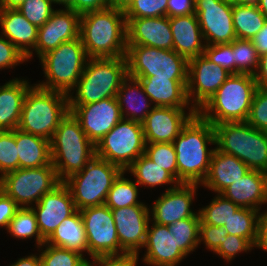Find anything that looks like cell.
I'll use <instances>...</instances> for the list:
<instances>
[{
    "mask_svg": "<svg viewBox=\"0 0 267 266\" xmlns=\"http://www.w3.org/2000/svg\"><path fill=\"white\" fill-rule=\"evenodd\" d=\"M172 143L176 151L177 181L201 186L215 150L207 147L215 145L214 126L196 113Z\"/></svg>",
    "mask_w": 267,
    "mask_h": 266,
    "instance_id": "obj_1",
    "label": "cell"
},
{
    "mask_svg": "<svg viewBox=\"0 0 267 266\" xmlns=\"http://www.w3.org/2000/svg\"><path fill=\"white\" fill-rule=\"evenodd\" d=\"M80 38L88 58H116L127 53L124 11L107 7L80 18Z\"/></svg>",
    "mask_w": 267,
    "mask_h": 266,
    "instance_id": "obj_2",
    "label": "cell"
},
{
    "mask_svg": "<svg viewBox=\"0 0 267 266\" xmlns=\"http://www.w3.org/2000/svg\"><path fill=\"white\" fill-rule=\"evenodd\" d=\"M257 89L254 76L231 74L197 113L213 126L247 121Z\"/></svg>",
    "mask_w": 267,
    "mask_h": 266,
    "instance_id": "obj_3",
    "label": "cell"
},
{
    "mask_svg": "<svg viewBox=\"0 0 267 266\" xmlns=\"http://www.w3.org/2000/svg\"><path fill=\"white\" fill-rule=\"evenodd\" d=\"M128 75L126 56L88 58L84 71L72 91L68 105H86L116 97L123 79ZM75 89V90H74Z\"/></svg>",
    "mask_w": 267,
    "mask_h": 266,
    "instance_id": "obj_4",
    "label": "cell"
},
{
    "mask_svg": "<svg viewBox=\"0 0 267 266\" xmlns=\"http://www.w3.org/2000/svg\"><path fill=\"white\" fill-rule=\"evenodd\" d=\"M51 162L63 182L81 171L95 156V145L69 112L59 123L50 140Z\"/></svg>",
    "mask_w": 267,
    "mask_h": 266,
    "instance_id": "obj_5",
    "label": "cell"
},
{
    "mask_svg": "<svg viewBox=\"0 0 267 266\" xmlns=\"http://www.w3.org/2000/svg\"><path fill=\"white\" fill-rule=\"evenodd\" d=\"M68 113L67 94L34 84L25 96L17 128L50 141Z\"/></svg>",
    "mask_w": 267,
    "mask_h": 266,
    "instance_id": "obj_6",
    "label": "cell"
},
{
    "mask_svg": "<svg viewBox=\"0 0 267 266\" xmlns=\"http://www.w3.org/2000/svg\"><path fill=\"white\" fill-rule=\"evenodd\" d=\"M216 149L237 157L250 170L267 173V132L246 121L214 125Z\"/></svg>",
    "mask_w": 267,
    "mask_h": 266,
    "instance_id": "obj_7",
    "label": "cell"
},
{
    "mask_svg": "<svg viewBox=\"0 0 267 266\" xmlns=\"http://www.w3.org/2000/svg\"><path fill=\"white\" fill-rule=\"evenodd\" d=\"M46 81L36 83L40 88L71 93L81 77L88 56L81 38L63 42L39 58Z\"/></svg>",
    "mask_w": 267,
    "mask_h": 266,
    "instance_id": "obj_8",
    "label": "cell"
},
{
    "mask_svg": "<svg viewBox=\"0 0 267 266\" xmlns=\"http://www.w3.org/2000/svg\"><path fill=\"white\" fill-rule=\"evenodd\" d=\"M122 170L96 155L84 169L63 181L72 195L76 210L105 203L114 180Z\"/></svg>",
    "mask_w": 267,
    "mask_h": 266,
    "instance_id": "obj_9",
    "label": "cell"
},
{
    "mask_svg": "<svg viewBox=\"0 0 267 266\" xmlns=\"http://www.w3.org/2000/svg\"><path fill=\"white\" fill-rule=\"evenodd\" d=\"M126 59L131 77L188 80V60L174 50L127 45Z\"/></svg>",
    "mask_w": 267,
    "mask_h": 266,
    "instance_id": "obj_10",
    "label": "cell"
},
{
    "mask_svg": "<svg viewBox=\"0 0 267 266\" xmlns=\"http://www.w3.org/2000/svg\"><path fill=\"white\" fill-rule=\"evenodd\" d=\"M142 123L122 118L96 145L95 155L125 171L145 152Z\"/></svg>",
    "mask_w": 267,
    "mask_h": 266,
    "instance_id": "obj_11",
    "label": "cell"
},
{
    "mask_svg": "<svg viewBox=\"0 0 267 266\" xmlns=\"http://www.w3.org/2000/svg\"><path fill=\"white\" fill-rule=\"evenodd\" d=\"M62 181L52 162L37 168H19L0 177V189L20 207H32Z\"/></svg>",
    "mask_w": 267,
    "mask_h": 266,
    "instance_id": "obj_12",
    "label": "cell"
},
{
    "mask_svg": "<svg viewBox=\"0 0 267 266\" xmlns=\"http://www.w3.org/2000/svg\"><path fill=\"white\" fill-rule=\"evenodd\" d=\"M79 211L85 226L90 257L125 254L120 248L113 215L107 205L86 207Z\"/></svg>",
    "mask_w": 267,
    "mask_h": 266,
    "instance_id": "obj_13",
    "label": "cell"
},
{
    "mask_svg": "<svg viewBox=\"0 0 267 266\" xmlns=\"http://www.w3.org/2000/svg\"><path fill=\"white\" fill-rule=\"evenodd\" d=\"M195 14L206 45L231 43L236 39L229 0H195Z\"/></svg>",
    "mask_w": 267,
    "mask_h": 266,
    "instance_id": "obj_14",
    "label": "cell"
},
{
    "mask_svg": "<svg viewBox=\"0 0 267 266\" xmlns=\"http://www.w3.org/2000/svg\"><path fill=\"white\" fill-rule=\"evenodd\" d=\"M230 75L203 54L188 60L187 97L191 107L197 112Z\"/></svg>",
    "mask_w": 267,
    "mask_h": 266,
    "instance_id": "obj_15",
    "label": "cell"
},
{
    "mask_svg": "<svg viewBox=\"0 0 267 266\" xmlns=\"http://www.w3.org/2000/svg\"><path fill=\"white\" fill-rule=\"evenodd\" d=\"M68 108L94 145L123 118L116 97L86 105H68Z\"/></svg>",
    "mask_w": 267,
    "mask_h": 266,
    "instance_id": "obj_16",
    "label": "cell"
},
{
    "mask_svg": "<svg viewBox=\"0 0 267 266\" xmlns=\"http://www.w3.org/2000/svg\"><path fill=\"white\" fill-rule=\"evenodd\" d=\"M115 222L120 248L125 254L139 257L150 223L148 205H132L124 208L111 209Z\"/></svg>",
    "mask_w": 267,
    "mask_h": 266,
    "instance_id": "obj_17",
    "label": "cell"
},
{
    "mask_svg": "<svg viewBox=\"0 0 267 266\" xmlns=\"http://www.w3.org/2000/svg\"><path fill=\"white\" fill-rule=\"evenodd\" d=\"M198 187L199 184L171 185L149 209L151 210V219H153L150 222L170 225L176 221L195 216L198 212H193L190 207Z\"/></svg>",
    "mask_w": 267,
    "mask_h": 266,
    "instance_id": "obj_18",
    "label": "cell"
},
{
    "mask_svg": "<svg viewBox=\"0 0 267 266\" xmlns=\"http://www.w3.org/2000/svg\"><path fill=\"white\" fill-rule=\"evenodd\" d=\"M31 208L35 212L39 232L45 241L65 218L76 211L70 190L63 182L51 192L46 193Z\"/></svg>",
    "mask_w": 267,
    "mask_h": 266,
    "instance_id": "obj_19",
    "label": "cell"
},
{
    "mask_svg": "<svg viewBox=\"0 0 267 266\" xmlns=\"http://www.w3.org/2000/svg\"><path fill=\"white\" fill-rule=\"evenodd\" d=\"M187 108L154 106L142 122L146 143H172L182 128L197 113Z\"/></svg>",
    "mask_w": 267,
    "mask_h": 266,
    "instance_id": "obj_20",
    "label": "cell"
},
{
    "mask_svg": "<svg viewBox=\"0 0 267 266\" xmlns=\"http://www.w3.org/2000/svg\"><path fill=\"white\" fill-rule=\"evenodd\" d=\"M80 18L72 9H56L48 21L38 27L36 55L41 58L63 42L80 37Z\"/></svg>",
    "mask_w": 267,
    "mask_h": 266,
    "instance_id": "obj_21",
    "label": "cell"
},
{
    "mask_svg": "<svg viewBox=\"0 0 267 266\" xmlns=\"http://www.w3.org/2000/svg\"><path fill=\"white\" fill-rule=\"evenodd\" d=\"M146 248L143 256L144 264L150 266H177L186 255L177 247L174 233H171L168 225L156 224L147 228Z\"/></svg>",
    "mask_w": 267,
    "mask_h": 266,
    "instance_id": "obj_22",
    "label": "cell"
},
{
    "mask_svg": "<svg viewBox=\"0 0 267 266\" xmlns=\"http://www.w3.org/2000/svg\"><path fill=\"white\" fill-rule=\"evenodd\" d=\"M127 45H145L173 50L169 17L126 18Z\"/></svg>",
    "mask_w": 267,
    "mask_h": 266,
    "instance_id": "obj_23",
    "label": "cell"
},
{
    "mask_svg": "<svg viewBox=\"0 0 267 266\" xmlns=\"http://www.w3.org/2000/svg\"><path fill=\"white\" fill-rule=\"evenodd\" d=\"M239 207L260 210L267 203V173L250 170L222 193Z\"/></svg>",
    "mask_w": 267,
    "mask_h": 266,
    "instance_id": "obj_24",
    "label": "cell"
},
{
    "mask_svg": "<svg viewBox=\"0 0 267 266\" xmlns=\"http://www.w3.org/2000/svg\"><path fill=\"white\" fill-rule=\"evenodd\" d=\"M1 34L27 59L33 57L38 27L30 23L17 9H0ZM33 49V50H32Z\"/></svg>",
    "mask_w": 267,
    "mask_h": 266,
    "instance_id": "obj_25",
    "label": "cell"
},
{
    "mask_svg": "<svg viewBox=\"0 0 267 266\" xmlns=\"http://www.w3.org/2000/svg\"><path fill=\"white\" fill-rule=\"evenodd\" d=\"M169 23L175 52L187 60L203 54L206 44L196 14L174 16Z\"/></svg>",
    "mask_w": 267,
    "mask_h": 266,
    "instance_id": "obj_26",
    "label": "cell"
},
{
    "mask_svg": "<svg viewBox=\"0 0 267 266\" xmlns=\"http://www.w3.org/2000/svg\"><path fill=\"white\" fill-rule=\"evenodd\" d=\"M249 171V167L237 157L225 154L215 148L211 156L208 174L201 185L221 194Z\"/></svg>",
    "mask_w": 267,
    "mask_h": 266,
    "instance_id": "obj_27",
    "label": "cell"
},
{
    "mask_svg": "<svg viewBox=\"0 0 267 266\" xmlns=\"http://www.w3.org/2000/svg\"><path fill=\"white\" fill-rule=\"evenodd\" d=\"M142 84L153 106L188 108L194 110L187 97L188 80H169L168 78H137ZM190 106V108H189Z\"/></svg>",
    "mask_w": 267,
    "mask_h": 266,
    "instance_id": "obj_28",
    "label": "cell"
},
{
    "mask_svg": "<svg viewBox=\"0 0 267 266\" xmlns=\"http://www.w3.org/2000/svg\"><path fill=\"white\" fill-rule=\"evenodd\" d=\"M141 97V98H140ZM122 117L142 123L154 106L139 79L127 75L116 95Z\"/></svg>",
    "mask_w": 267,
    "mask_h": 266,
    "instance_id": "obj_29",
    "label": "cell"
},
{
    "mask_svg": "<svg viewBox=\"0 0 267 266\" xmlns=\"http://www.w3.org/2000/svg\"><path fill=\"white\" fill-rule=\"evenodd\" d=\"M32 87L27 79H12L0 86V131L18 127L23 102Z\"/></svg>",
    "mask_w": 267,
    "mask_h": 266,
    "instance_id": "obj_30",
    "label": "cell"
},
{
    "mask_svg": "<svg viewBox=\"0 0 267 266\" xmlns=\"http://www.w3.org/2000/svg\"><path fill=\"white\" fill-rule=\"evenodd\" d=\"M15 142L19 156V168H37L51 163L49 140L16 128Z\"/></svg>",
    "mask_w": 267,
    "mask_h": 266,
    "instance_id": "obj_31",
    "label": "cell"
},
{
    "mask_svg": "<svg viewBox=\"0 0 267 266\" xmlns=\"http://www.w3.org/2000/svg\"><path fill=\"white\" fill-rule=\"evenodd\" d=\"M45 243L74 250L82 255H84L83 252L88 254L85 226L80 211L76 210L71 216L65 218Z\"/></svg>",
    "mask_w": 267,
    "mask_h": 266,
    "instance_id": "obj_32",
    "label": "cell"
},
{
    "mask_svg": "<svg viewBox=\"0 0 267 266\" xmlns=\"http://www.w3.org/2000/svg\"><path fill=\"white\" fill-rule=\"evenodd\" d=\"M128 171L136 178L134 181L137 185L154 188L166 184H180L168 171L156 165L145 154L138 157L126 170Z\"/></svg>",
    "mask_w": 267,
    "mask_h": 266,
    "instance_id": "obj_33",
    "label": "cell"
},
{
    "mask_svg": "<svg viewBox=\"0 0 267 266\" xmlns=\"http://www.w3.org/2000/svg\"><path fill=\"white\" fill-rule=\"evenodd\" d=\"M232 18L236 38L251 40L267 21L257 5L232 4Z\"/></svg>",
    "mask_w": 267,
    "mask_h": 266,
    "instance_id": "obj_34",
    "label": "cell"
},
{
    "mask_svg": "<svg viewBox=\"0 0 267 266\" xmlns=\"http://www.w3.org/2000/svg\"><path fill=\"white\" fill-rule=\"evenodd\" d=\"M260 215L259 210L240 207L223 227L229 235L246 238L255 247Z\"/></svg>",
    "mask_w": 267,
    "mask_h": 266,
    "instance_id": "obj_35",
    "label": "cell"
},
{
    "mask_svg": "<svg viewBox=\"0 0 267 266\" xmlns=\"http://www.w3.org/2000/svg\"><path fill=\"white\" fill-rule=\"evenodd\" d=\"M125 171H122L114 180L109 190L105 205L110 209L124 208L132 205H146L138 200V187L136 182L124 177Z\"/></svg>",
    "mask_w": 267,
    "mask_h": 266,
    "instance_id": "obj_36",
    "label": "cell"
},
{
    "mask_svg": "<svg viewBox=\"0 0 267 266\" xmlns=\"http://www.w3.org/2000/svg\"><path fill=\"white\" fill-rule=\"evenodd\" d=\"M7 232L15 239H30L36 237L37 248L41 247L45 240L42 238L35 212L31 207H20L14 218L10 221Z\"/></svg>",
    "mask_w": 267,
    "mask_h": 266,
    "instance_id": "obj_37",
    "label": "cell"
},
{
    "mask_svg": "<svg viewBox=\"0 0 267 266\" xmlns=\"http://www.w3.org/2000/svg\"><path fill=\"white\" fill-rule=\"evenodd\" d=\"M200 222L201 220L198 212L191 218H185L168 225L170 232L174 233L177 247L186 256L200 245Z\"/></svg>",
    "mask_w": 267,
    "mask_h": 266,
    "instance_id": "obj_38",
    "label": "cell"
},
{
    "mask_svg": "<svg viewBox=\"0 0 267 266\" xmlns=\"http://www.w3.org/2000/svg\"><path fill=\"white\" fill-rule=\"evenodd\" d=\"M234 57V74H249L254 76L259 66L260 55L251 40L238 39L232 41Z\"/></svg>",
    "mask_w": 267,
    "mask_h": 266,
    "instance_id": "obj_39",
    "label": "cell"
},
{
    "mask_svg": "<svg viewBox=\"0 0 267 266\" xmlns=\"http://www.w3.org/2000/svg\"><path fill=\"white\" fill-rule=\"evenodd\" d=\"M240 207L222 194H216L209 205L198 210L204 224L224 226Z\"/></svg>",
    "mask_w": 267,
    "mask_h": 266,
    "instance_id": "obj_40",
    "label": "cell"
},
{
    "mask_svg": "<svg viewBox=\"0 0 267 266\" xmlns=\"http://www.w3.org/2000/svg\"><path fill=\"white\" fill-rule=\"evenodd\" d=\"M45 246V250H43ZM41 248V250H40ZM40 250L42 266H84L86 258L79 252L44 243Z\"/></svg>",
    "mask_w": 267,
    "mask_h": 266,
    "instance_id": "obj_41",
    "label": "cell"
},
{
    "mask_svg": "<svg viewBox=\"0 0 267 266\" xmlns=\"http://www.w3.org/2000/svg\"><path fill=\"white\" fill-rule=\"evenodd\" d=\"M144 154L177 180L176 151L173 143H146Z\"/></svg>",
    "mask_w": 267,
    "mask_h": 266,
    "instance_id": "obj_42",
    "label": "cell"
},
{
    "mask_svg": "<svg viewBox=\"0 0 267 266\" xmlns=\"http://www.w3.org/2000/svg\"><path fill=\"white\" fill-rule=\"evenodd\" d=\"M19 169L15 129L0 131V177Z\"/></svg>",
    "mask_w": 267,
    "mask_h": 266,
    "instance_id": "obj_43",
    "label": "cell"
},
{
    "mask_svg": "<svg viewBox=\"0 0 267 266\" xmlns=\"http://www.w3.org/2000/svg\"><path fill=\"white\" fill-rule=\"evenodd\" d=\"M53 0H25L17 10L32 24L44 25L54 13Z\"/></svg>",
    "mask_w": 267,
    "mask_h": 266,
    "instance_id": "obj_44",
    "label": "cell"
},
{
    "mask_svg": "<svg viewBox=\"0 0 267 266\" xmlns=\"http://www.w3.org/2000/svg\"><path fill=\"white\" fill-rule=\"evenodd\" d=\"M168 0H133L124 11L125 18H153L167 16Z\"/></svg>",
    "mask_w": 267,
    "mask_h": 266,
    "instance_id": "obj_45",
    "label": "cell"
},
{
    "mask_svg": "<svg viewBox=\"0 0 267 266\" xmlns=\"http://www.w3.org/2000/svg\"><path fill=\"white\" fill-rule=\"evenodd\" d=\"M246 122L253 128L267 132V90H256Z\"/></svg>",
    "mask_w": 267,
    "mask_h": 266,
    "instance_id": "obj_46",
    "label": "cell"
},
{
    "mask_svg": "<svg viewBox=\"0 0 267 266\" xmlns=\"http://www.w3.org/2000/svg\"><path fill=\"white\" fill-rule=\"evenodd\" d=\"M203 55L216 65L221 66L230 74H234V57L232 42L224 44L206 45Z\"/></svg>",
    "mask_w": 267,
    "mask_h": 266,
    "instance_id": "obj_47",
    "label": "cell"
},
{
    "mask_svg": "<svg viewBox=\"0 0 267 266\" xmlns=\"http://www.w3.org/2000/svg\"><path fill=\"white\" fill-rule=\"evenodd\" d=\"M254 246L246 239L240 236L227 235L223 243L214 252L222 257L226 262H231L240 252L250 251Z\"/></svg>",
    "mask_w": 267,
    "mask_h": 266,
    "instance_id": "obj_48",
    "label": "cell"
},
{
    "mask_svg": "<svg viewBox=\"0 0 267 266\" xmlns=\"http://www.w3.org/2000/svg\"><path fill=\"white\" fill-rule=\"evenodd\" d=\"M227 235L228 232L223 226H213L200 222L199 243L203 242L209 251L215 252Z\"/></svg>",
    "mask_w": 267,
    "mask_h": 266,
    "instance_id": "obj_49",
    "label": "cell"
},
{
    "mask_svg": "<svg viewBox=\"0 0 267 266\" xmlns=\"http://www.w3.org/2000/svg\"><path fill=\"white\" fill-rule=\"evenodd\" d=\"M26 57L5 37L0 34V70L14 68L26 62Z\"/></svg>",
    "mask_w": 267,
    "mask_h": 266,
    "instance_id": "obj_50",
    "label": "cell"
},
{
    "mask_svg": "<svg viewBox=\"0 0 267 266\" xmlns=\"http://www.w3.org/2000/svg\"><path fill=\"white\" fill-rule=\"evenodd\" d=\"M93 261L86 260L84 266H137V257L131 254L93 256Z\"/></svg>",
    "mask_w": 267,
    "mask_h": 266,
    "instance_id": "obj_51",
    "label": "cell"
},
{
    "mask_svg": "<svg viewBox=\"0 0 267 266\" xmlns=\"http://www.w3.org/2000/svg\"><path fill=\"white\" fill-rule=\"evenodd\" d=\"M20 206L0 189V227L8 229Z\"/></svg>",
    "mask_w": 267,
    "mask_h": 266,
    "instance_id": "obj_52",
    "label": "cell"
},
{
    "mask_svg": "<svg viewBox=\"0 0 267 266\" xmlns=\"http://www.w3.org/2000/svg\"><path fill=\"white\" fill-rule=\"evenodd\" d=\"M195 14V0H168L167 17Z\"/></svg>",
    "mask_w": 267,
    "mask_h": 266,
    "instance_id": "obj_53",
    "label": "cell"
},
{
    "mask_svg": "<svg viewBox=\"0 0 267 266\" xmlns=\"http://www.w3.org/2000/svg\"><path fill=\"white\" fill-rule=\"evenodd\" d=\"M108 7L107 0H74V12L79 15Z\"/></svg>",
    "mask_w": 267,
    "mask_h": 266,
    "instance_id": "obj_54",
    "label": "cell"
},
{
    "mask_svg": "<svg viewBox=\"0 0 267 266\" xmlns=\"http://www.w3.org/2000/svg\"><path fill=\"white\" fill-rule=\"evenodd\" d=\"M254 78L258 88L267 90V52L260 55L259 66Z\"/></svg>",
    "mask_w": 267,
    "mask_h": 266,
    "instance_id": "obj_55",
    "label": "cell"
},
{
    "mask_svg": "<svg viewBox=\"0 0 267 266\" xmlns=\"http://www.w3.org/2000/svg\"><path fill=\"white\" fill-rule=\"evenodd\" d=\"M255 247L267 252V210H264L260 215L258 238Z\"/></svg>",
    "mask_w": 267,
    "mask_h": 266,
    "instance_id": "obj_56",
    "label": "cell"
},
{
    "mask_svg": "<svg viewBox=\"0 0 267 266\" xmlns=\"http://www.w3.org/2000/svg\"><path fill=\"white\" fill-rule=\"evenodd\" d=\"M259 55L267 52V21L263 28L251 39Z\"/></svg>",
    "mask_w": 267,
    "mask_h": 266,
    "instance_id": "obj_57",
    "label": "cell"
},
{
    "mask_svg": "<svg viewBox=\"0 0 267 266\" xmlns=\"http://www.w3.org/2000/svg\"><path fill=\"white\" fill-rule=\"evenodd\" d=\"M10 266H42V263L40 255L32 254L27 257L19 258L16 262L10 264Z\"/></svg>",
    "mask_w": 267,
    "mask_h": 266,
    "instance_id": "obj_58",
    "label": "cell"
},
{
    "mask_svg": "<svg viewBox=\"0 0 267 266\" xmlns=\"http://www.w3.org/2000/svg\"><path fill=\"white\" fill-rule=\"evenodd\" d=\"M108 7L125 11L133 0H107Z\"/></svg>",
    "mask_w": 267,
    "mask_h": 266,
    "instance_id": "obj_59",
    "label": "cell"
},
{
    "mask_svg": "<svg viewBox=\"0 0 267 266\" xmlns=\"http://www.w3.org/2000/svg\"><path fill=\"white\" fill-rule=\"evenodd\" d=\"M25 0H0V9H17Z\"/></svg>",
    "mask_w": 267,
    "mask_h": 266,
    "instance_id": "obj_60",
    "label": "cell"
},
{
    "mask_svg": "<svg viewBox=\"0 0 267 266\" xmlns=\"http://www.w3.org/2000/svg\"><path fill=\"white\" fill-rule=\"evenodd\" d=\"M55 4L64 5V9H72L74 11V0H53Z\"/></svg>",
    "mask_w": 267,
    "mask_h": 266,
    "instance_id": "obj_61",
    "label": "cell"
},
{
    "mask_svg": "<svg viewBox=\"0 0 267 266\" xmlns=\"http://www.w3.org/2000/svg\"><path fill=\"white\" fill-rule=\"evenodd\" d=\"M232 4L257 5L258 0H229Z\"/></svg>",
    "mask_w": 267,
    "mask_h": 266,
    "instance_id": "obj_62",
    "label": "cell"
},
{
    "mask_svg": "<svg viewBox=\"0 0 267 266\" xmlns=\"http://www.w3.org/2000/svg\"><path fill=\"white\" fill-rule=\"evenodd\" d=\"M257 6L267 19V0H258Z\"/></svg>",
    "mask_w": 267,
    "mask_h": 266,
    "instance_id": "obj_63",
    "label": "cell"
}]
</instances>
